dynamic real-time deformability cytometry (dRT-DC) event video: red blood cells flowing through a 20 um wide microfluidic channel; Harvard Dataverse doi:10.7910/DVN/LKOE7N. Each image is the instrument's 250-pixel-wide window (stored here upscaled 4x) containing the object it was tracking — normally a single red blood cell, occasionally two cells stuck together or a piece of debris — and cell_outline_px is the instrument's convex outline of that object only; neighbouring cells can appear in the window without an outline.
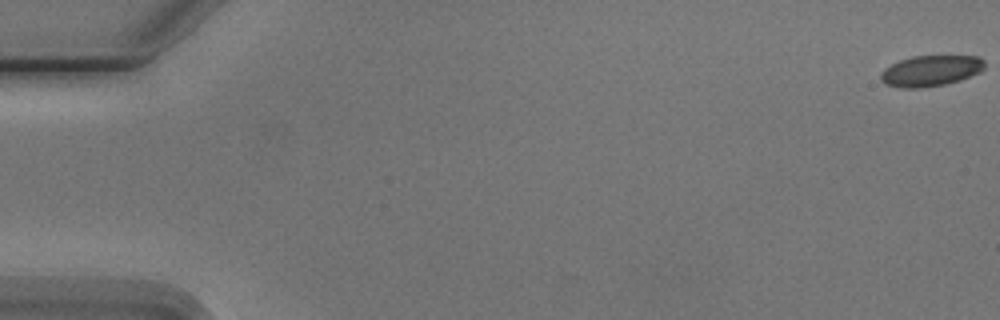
{"species": "Egyptian fruit bat (a non-hibernating species)", "species_latin": "Rousettus aegyptiacus", "temperature_condition": "cold", "stored_images_in_passage": 6, "camera_frame_rate_fps": 3000, "um_per_image_px": 0.085, "animal": {"sex": "male"}, "frame": {"image": 1, "passage_image": 1, "time_ms": 0.0, "image_size_px": [1000, 320], "cell_outline_px": [[984, 68], [980, 72], [960, 80], [944, 84], [920, 88], [900, 88], [884, 84], [880, 80], [880, 72], [884, 68], [900, 60], [912, 56], [980, 56], [984, 60]], "centroid_in_image_um": [79.08, 6.02], "position_along_channel_um": 5.9, "area_um2": 18.79}}